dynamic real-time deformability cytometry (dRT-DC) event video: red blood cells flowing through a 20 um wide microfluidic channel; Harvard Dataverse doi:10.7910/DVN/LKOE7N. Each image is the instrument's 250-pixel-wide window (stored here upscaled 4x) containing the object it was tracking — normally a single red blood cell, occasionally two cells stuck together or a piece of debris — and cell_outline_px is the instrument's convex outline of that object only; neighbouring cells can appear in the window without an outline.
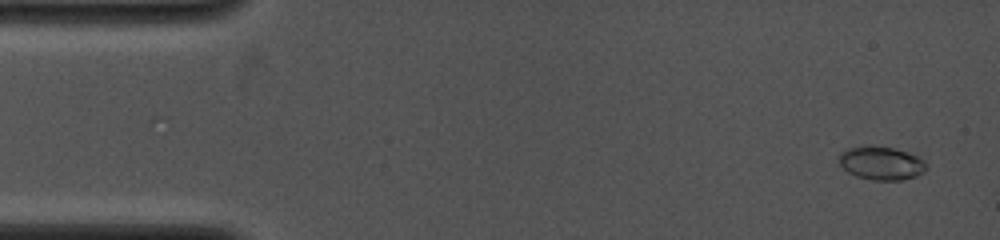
{"species": "common noctule bat (a hibernating species)", "species_latin": "Nyctalus noctula", "temperature_condition": "cold", "stored_images_in_passage": 42, "camera_frame_rate_fps": 4000, "um_per_image_px": 0.085, "animal": {"sex": "female", "body_mass_g": 19.0, "forearm_length_mm": 53.3}, "frame": {"image": 1, "passage_image": 3, "time_ms": 0.25, "image_size_px": [1000, 240], "cell_outline_px": [[928, 168], [924, 172], [916, 176], [900, 180], [872, 180], [856, 176], [848, 172], [840, 164], [840, 152], [848, 148], [872, 144], [892, 148], [916, 156], [924, 160], [928, 164]], "centroid_in_image_um": [74.92, 13.86], "position_along_channel_um": 10.1, "area_um2": 17.05}}
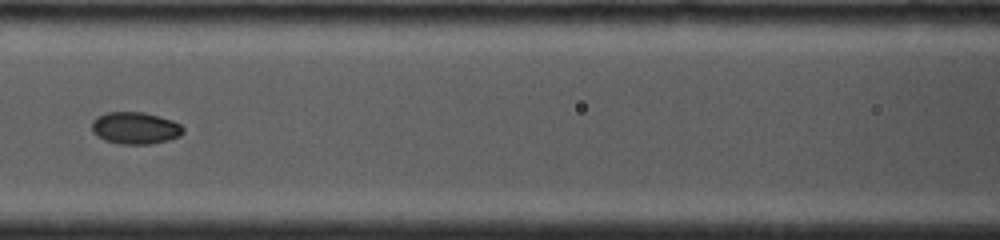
{"frame": {"image": 2, "passage_image": 24, "time_ms": 6.25, "image_size_px": [1000, 240], "cell_outline_px": [[184, 132], [180, 136], [168, 140], [148, 144], [120, 144], [104, 140], [96, 136], [92, 132], [92, 120], [96, 116], [108, 112], [144, 112], [160, 116], [172, 120], [180, 124], [184, 128]], "centroid_in_image_um": [11.48, 10.88], "position_along_channel_um": 155.1, "area_um2": 17.22}}
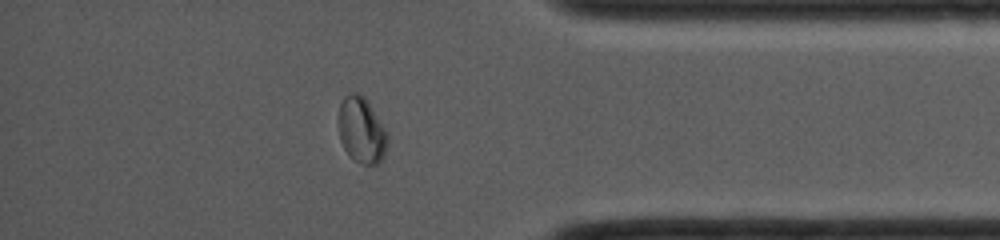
{"frame": {"image": 3, "passage_image": 38, "time_ms": 12.25, "image_size_px": [1000, 240], "cell_outline_px": [[388, 144], [384, 156], [376, 164], [360, 164], [348, 156], [340, 140], [336, 124], [336, 120], [340, 104], [344, 96], [352, 92], [356, 92], [364, 96], [368, 100], [388, 132]], "centroid_in_image_um": [30.71, 11.05], "position_along_channel_um": 404.5, "area_um2": 19.54}}